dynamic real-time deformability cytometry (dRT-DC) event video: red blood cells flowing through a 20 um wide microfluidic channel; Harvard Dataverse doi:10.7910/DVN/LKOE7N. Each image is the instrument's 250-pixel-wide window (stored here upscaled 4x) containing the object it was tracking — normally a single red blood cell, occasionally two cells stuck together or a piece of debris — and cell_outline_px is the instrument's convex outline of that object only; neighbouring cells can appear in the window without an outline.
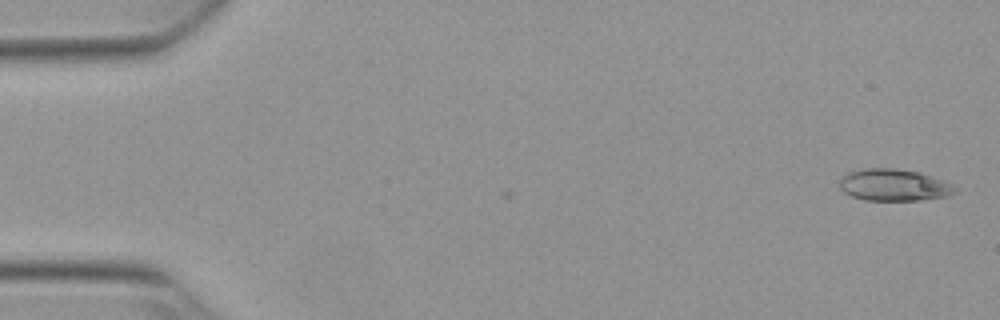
{"species": "Egyptian fruit bat (a non-hibernating species)", "species_latin": "Rousettus aegyptiacus", "temperature_condition": "warm", "stored_images_in_passage": 5, "camera_frame_rate_fps": 3000, "um_per_image_px": 0.085, "animal": {"sex": "female"}, "frame": {"image": 1, "passage_image": 1, "time_ms": 0.0, "image_size_px": [1000, 320], "cell_outline_px": [[956, 192], [948, 196], [920, 200], [864, 200], [852, 196], [844, 192], [840, 188], [840, 176], [848, 172], [864, 168], [892, 168], [920, 172], [932, 176], [952, 184], [956, 188]], "centroid_in_image_um": [75.96, 15.72], "position_along_channel_um": 9.0, "area_um2": 21.5}}